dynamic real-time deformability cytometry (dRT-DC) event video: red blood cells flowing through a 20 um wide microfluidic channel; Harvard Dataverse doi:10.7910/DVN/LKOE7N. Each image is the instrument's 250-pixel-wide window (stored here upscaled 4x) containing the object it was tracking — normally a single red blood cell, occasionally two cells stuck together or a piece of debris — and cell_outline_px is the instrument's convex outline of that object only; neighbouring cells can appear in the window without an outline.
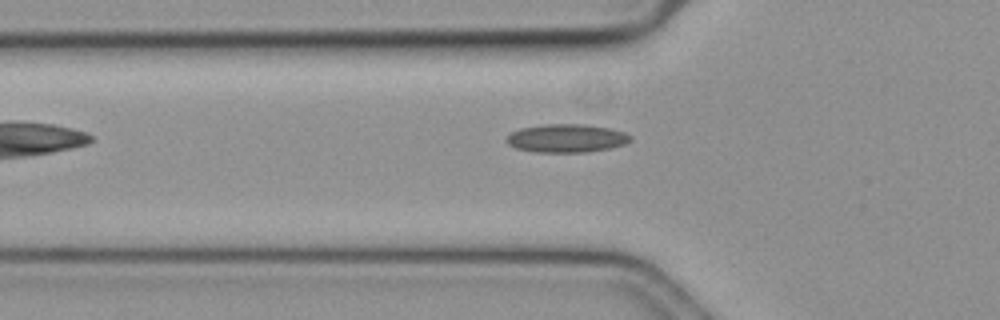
{"species": "common noctule bat (a hibernating species)", "species_latin": "Nyctalus noctula", "temperature_condition": "cold", "stored_images_in_passage": 38, "camera_frame_rate_fps": 3000, "um_per_image_px": 0.085, "animal": {"sex": "female", "body_mass_g": 19.3, "forearm_length_mm": 54.1}, "frame": {"image": 1, "passage_image": 2, "time_ms": 0.333, "image_size_px": [1000, 320], "cell_outline_px": [[632, 140], [624, 144], [608, 148], [588, 152], [536, 152], [516, 148], [508, 144], [504, 140], [512, 132], [520, 128], [544, 124], [588, 124], [612, 128], [624, 132], [632, 136]], "centroid_in_image_um": [48.17, 11.74], "position_along_channel_um": 77.6, "area_um2": 20.58}}
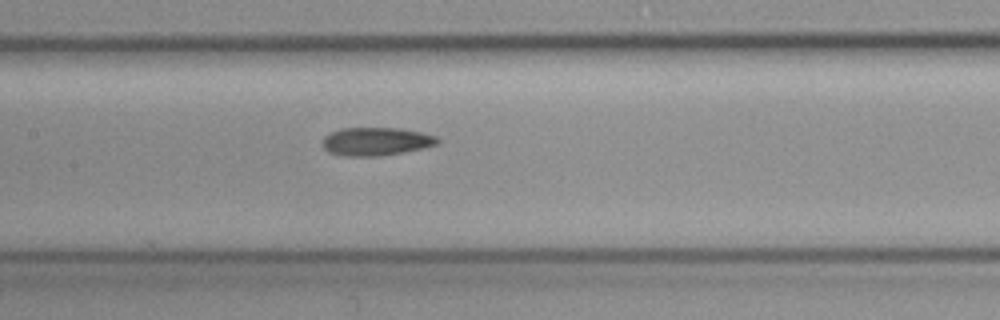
{"frame": {"image": 2, "passage_image": 10, "time_ms": 3.0, "image_size_px": [1000, 320], "cell_outline_px": [[440, 140], [436, 144], [404, 152], [380, 156], [344, 156], [328, 152], [324, 148], [324, 136], [340, 128], [400, 128], [420, 132], [436, 136]], "centroid_in_image_um": [31.95, 12.02], "position_along_channel_um": 175.5, "area_um2": 18.73}}
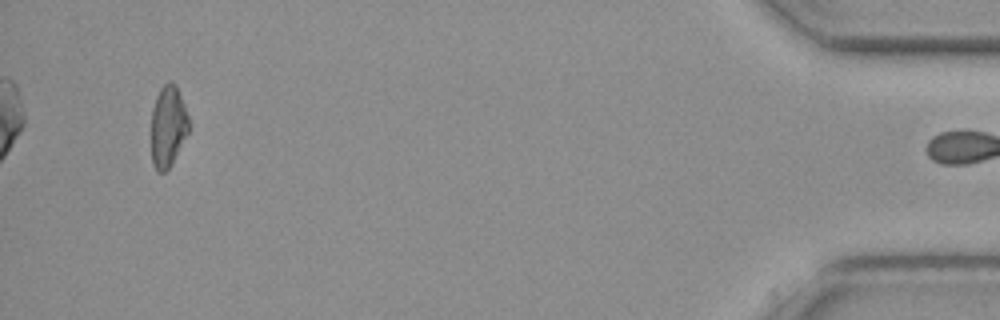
{"frame": {"image": 3, "passage_image": 37, "time_ms": 12.0, "image_size_px": [1000, 320], "cell_outline_px": [[188, 132], [168, 168], [164, 172], [160, 172], [152, 164], [152, 108], [156, 96], [160, 88], [168, 80], [172, 80], [176, 84], [184, 104], [188, 116]], "centroid_in_image_um": [14.27, 10.66], "position_along_channel_um": 420.9, "area_um2": 17.51}, "authors_computed_cell_mechanics": {"area_um2": 18.496, "velocity_mm_per_s": 3.6415, "shape_relaxation_time_tau1_ms": null, "shape_relaxation_time_tau2_ms": 4.6796, "deformation_change_tau1": null, "deformation_change_tau2": 0.1239}}